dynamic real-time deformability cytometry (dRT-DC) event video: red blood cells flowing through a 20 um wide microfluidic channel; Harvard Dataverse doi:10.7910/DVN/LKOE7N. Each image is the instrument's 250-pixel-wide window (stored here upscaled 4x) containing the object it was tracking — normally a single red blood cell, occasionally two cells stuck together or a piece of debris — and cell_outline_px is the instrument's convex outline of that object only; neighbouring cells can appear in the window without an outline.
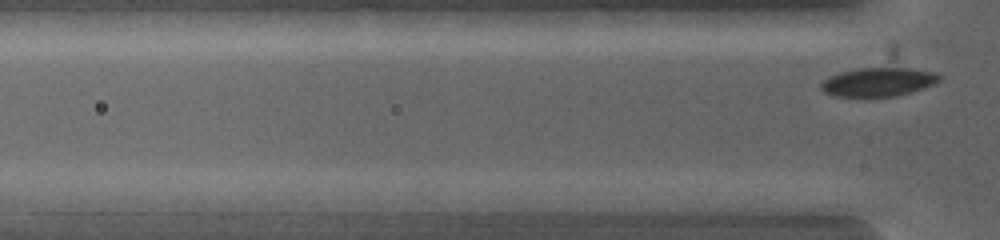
{"species": "common noctule bat (a hibernating species)", "species_latin": "Nyctalus noctula", "temperature_condition": "warm", "stored_images_in_passage": 4, "camera_frame_rate_fps": 5000, "um_per_image_px": 0.085, "animal": {"sex": "female", "body_mass_g": 19.0, "forearm_length_mm": 53.3}, "frame": {"image": 1, "passage_image": 4, "time_ms": 0.6, "image_size_px": [1000, 240], "cell_outline_px": [[600, 200], [588, 208], [564, 212], [496, 212], [488, 200], [496, 192], [500, 192]], "centroid_in_image_um": [45.64, 17.27], "position_along_channel_um": 80.2, "area_um2": 11.68}}